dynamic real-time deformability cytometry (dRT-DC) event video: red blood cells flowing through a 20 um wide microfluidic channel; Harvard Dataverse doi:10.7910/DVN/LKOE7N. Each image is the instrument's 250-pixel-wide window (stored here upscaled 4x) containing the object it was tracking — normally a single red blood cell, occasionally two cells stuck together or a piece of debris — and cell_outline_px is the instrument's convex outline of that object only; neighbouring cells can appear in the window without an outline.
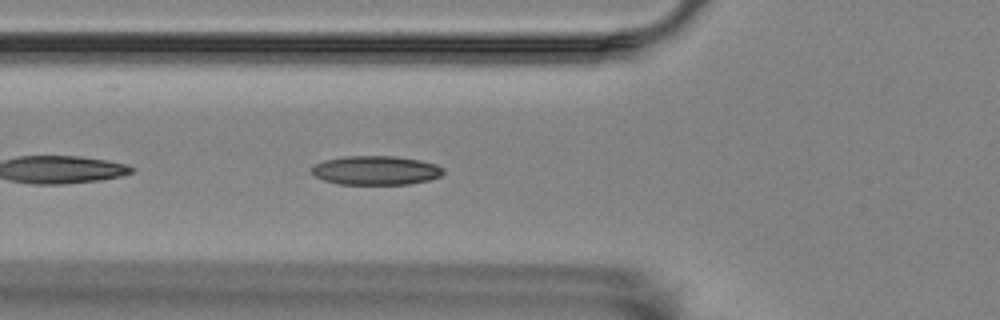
{"species": "Egyptian fruit bat (a non-hibernating species)", "species_latin": "Rousettus aegyptiacus", "temperature_condition": "room temperature", "stored_images_in_passage": 11, "camera_frame_rate_fps": 3000, "um_per_image_px": 0.085, "animal": {"sex": "female"}, "frame": {"image": 1, "passage_image": 5, "time_ms": 1.333, "image_size_px": [1000, 320], "cell_outline_px": [[444, 172], [440, 176], [428, 180], [408, 184], [340, 184], [324, 180], [316, 176], [312, 172], [312, 168], [316, 164], [324, 160], [344, 156], [396, 156], [420, 160], [436, 164], [444, 168]], "centroid_in_image_um": [31.97, 14.47], "position_along_channel_um": 93.8, "area_um2": 22.2}}